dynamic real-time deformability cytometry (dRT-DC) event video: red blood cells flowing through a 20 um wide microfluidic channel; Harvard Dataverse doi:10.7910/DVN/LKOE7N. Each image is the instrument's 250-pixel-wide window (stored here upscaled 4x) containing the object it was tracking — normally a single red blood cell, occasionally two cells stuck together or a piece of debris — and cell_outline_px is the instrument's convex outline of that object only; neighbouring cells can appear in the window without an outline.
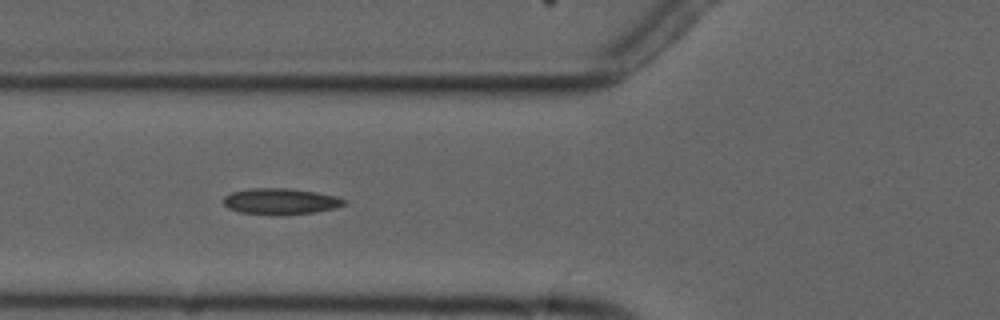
{"species": "common noctule bat (a hibernating species)", "species_latin": "Nyctalus noctula", "temperature_condition": "cold", "stored_images_in_passage": 4, "camera_frame_rate_fps": 3000, "um_per_image_px": 0.085, "animal": {"sex": "male", "forearm_length_mm": 52.5}, "frame": {"image": 1, "passage_image": 2, "time_ms": 1.0, "image_size_px": [1000, 320], "cell_outline_px": [[348, 204], [316, 212], [276, 216], [240, 212], [228, 208], [224, 204], [224, 196], [232, 192], [252, 188], [292, 188], [316, 192], [336, 196], [348, 200]], "centroid_in_image_um": [23.87, 17.12], "position_along_channel_um": 101.9, "area_um2": 18.61}}
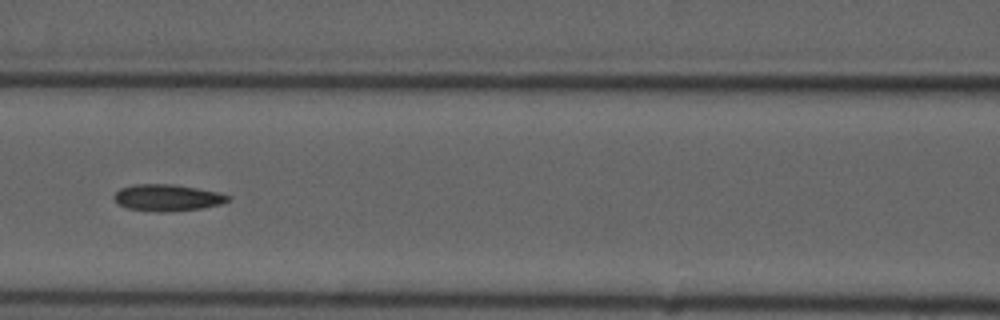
{"frame": {"image": 2, "passage_image": 3, "time_ms": 2.333, "image_size_px": [1000, 320], "cell_outline_px": [[232, 200], [220, 204], [200, 208], [164, 212], [156, 212], [128, 208], [120, 204], [112, 196], [120, 188], [136, 184], [172, 184], [220, 192], [232, 196]], "centroid_in_image_um": [14.26, 16.8], "position_along_channel_um": 152.3, "area_um2": 17.63}}
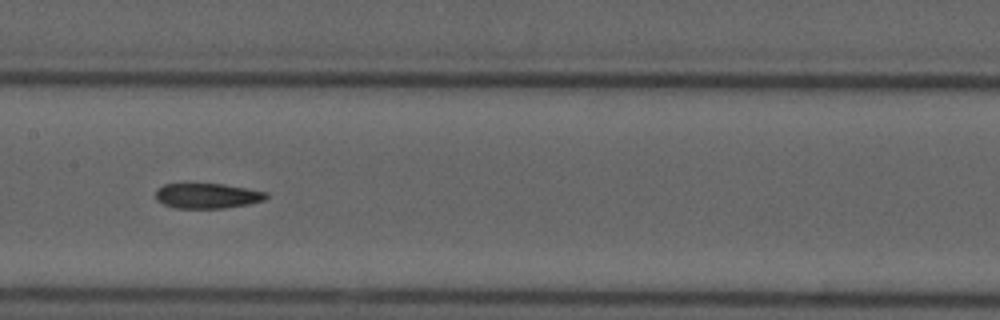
{"frame": {"image": 3, "passage_image": 4, "time_ms": 3.333, "image_size_px": [1000, 320], "cell_outline_px": [[268, 196], [264, 200], [248, 204], [224, 208], [176, 208], [164, 204], [156, 200], [156, 188], [164, 184], [224, 184], [268, 192]], "centroid_in_image_um": [17.62, 16.64], "position_along_channel_um": 189.8, "area_um2": 16.18}}